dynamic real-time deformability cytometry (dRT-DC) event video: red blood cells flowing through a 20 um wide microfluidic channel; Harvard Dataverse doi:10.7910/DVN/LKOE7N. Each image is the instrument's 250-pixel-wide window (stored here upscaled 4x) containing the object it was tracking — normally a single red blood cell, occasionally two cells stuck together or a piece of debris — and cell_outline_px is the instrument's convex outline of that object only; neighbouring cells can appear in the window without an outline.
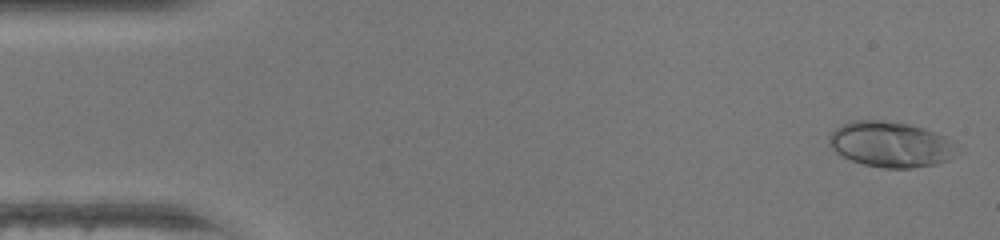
{"species": "human", "species_latin": "Homo sapiens", "temperature_condition": "warm", "stored_images_in_passage": 47, "camera_frame_rate_fps": 3000, "um_per_image_px": 0.085, "donor": {"sex": "female"}, "frame": {"image": 1, "passage_image": 2, "time_ms": 0.333, "image_size_px": [1000, 240], "cell_outline_px": [[948, 160], [936, 164], [912, 168], [884, 168], [864, 164], [852, 160], [836, 152], [828, 144], [828, 136], [836, 128], [852, 120], [880, 120], [908, 124], [924, 128], [944, 136], [948, 144]], "centroid_in_image_um": [75.55, 12.26], "position_along_channel_um": 9.4, "area_um2": 32.83}}
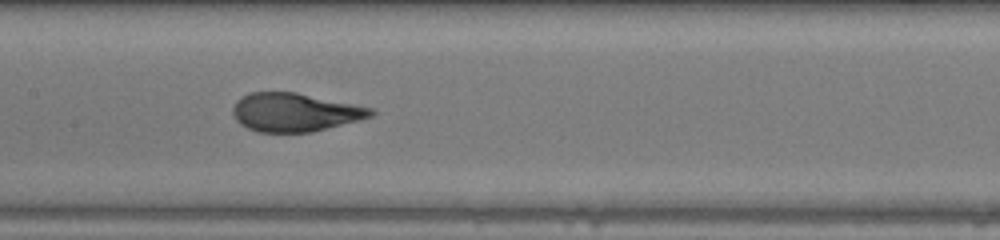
{"frame": {"image": 2, "passage_image": 23, "time_ms": 7.333, "image_size_px": [1000, 240], "cell_outline_px": [[376, 112], [372, 116], [360, 120], [312, 132], [256, 132], [240, 124], [232, 116], [232, 108], [236, 100], [240, 96], [248, 92], [296, 92], [372, 108]], "centroid_in_image_um": [25.02, 9.54], "position_along_channel_um": 182.4, "area_um2": 31.1}}
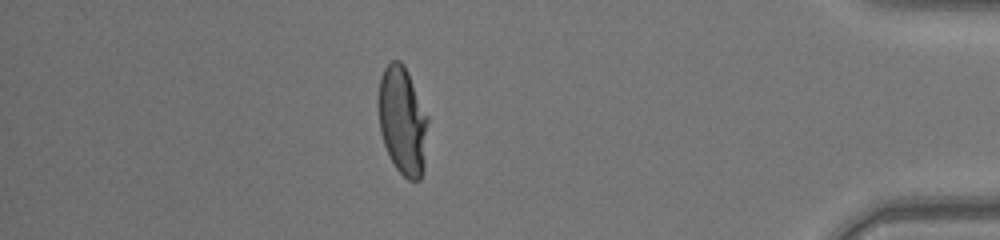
{"frame": {"image": 3, "passage_image": 41, "time_ms": 13.333, "image_size_px": [1000, 240], "cell_outline_px": [[428, 120], [424, 168], [420, 180], [408, 180], [396, 168], [384, 144], [380, 132], [376, 100], [380, 76], [384, 68], [392, 60], [400, 60], [404, 64], [408, 72], [428, 116]], "centroid_in_image_um": [34.19, 10.22], "position_along_channel_um": 401.0, "area_um2": 31.62}, "authors_computed_cell_mechanics": {"area_um2": 31.5588, "velocity_mm_per_s": 4.4216, "shape_relaxation_time_tau1_ms": 7.365, "shape_relaxation_time_tau2_ms": null, "deformation_change_tau1": 0.325, "deformation_change_tau2": null}}